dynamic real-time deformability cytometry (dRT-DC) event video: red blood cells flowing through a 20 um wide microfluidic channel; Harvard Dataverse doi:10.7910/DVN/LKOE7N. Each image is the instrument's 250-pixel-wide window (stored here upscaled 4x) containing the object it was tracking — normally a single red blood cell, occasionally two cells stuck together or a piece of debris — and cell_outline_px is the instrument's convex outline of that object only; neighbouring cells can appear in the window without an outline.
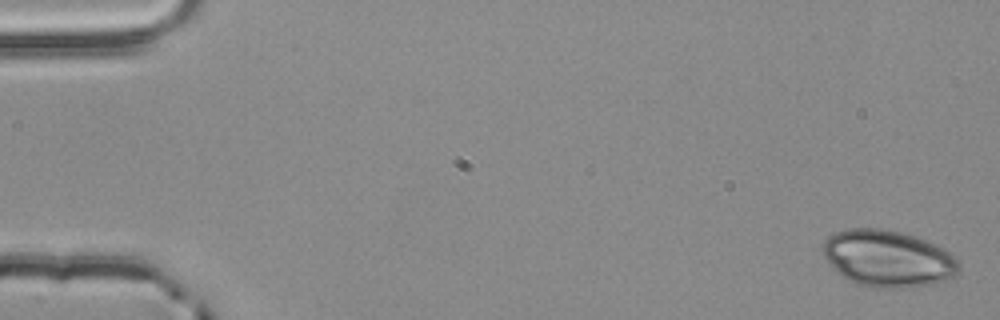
{"species": "common noctule bat (a hibernating species)", "species_latin": "Nyctalus noctula", "temperature_condition": "room temperature", "stored_images_in_passage": 4, "camera_frame_rate_fps": 3000, "um_per_image_px": 0.085, "animal": {"sex": "male", "body_mass_g": 20.4}, "frame": {"image": 1, "passage_image": 1, "time_ms": 0.0, "image_size_px": [1000, 320], "cell_outline_px": [[960, 272], [956, 276], [948, 280], [936, 284], [904, 288], [876, 288], [860, 284], [848, 280], [840, 276], [824, 256], [820, 248], [824, 240], [828, 236], [836, 232], [852, 228], [880, 228], [900, 232], [916, 236], [944, 248], [956, 256], [960, 268]], "centroid_in_image_um": [75.5, 21.98], "position_along_channel_um": 9.5, "area_um2": 45.6}}